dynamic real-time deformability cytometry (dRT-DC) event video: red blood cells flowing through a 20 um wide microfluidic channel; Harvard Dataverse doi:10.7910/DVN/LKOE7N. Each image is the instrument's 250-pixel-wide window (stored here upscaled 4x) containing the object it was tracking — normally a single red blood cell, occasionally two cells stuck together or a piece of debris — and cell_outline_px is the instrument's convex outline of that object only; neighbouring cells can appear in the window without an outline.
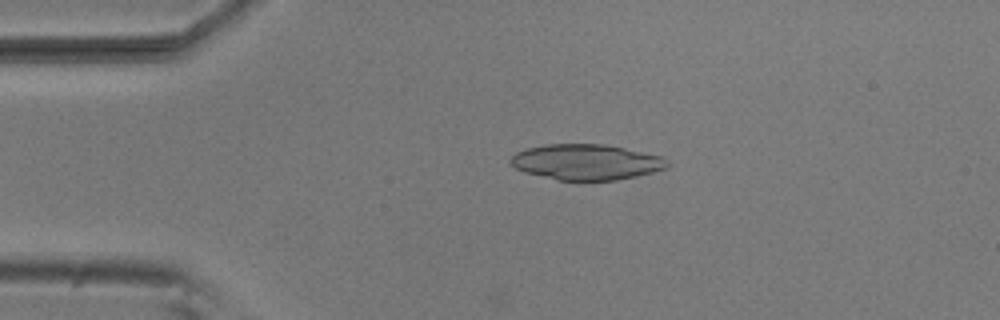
{"species": "common noctule bat (a hibernating species)", "species_latin": "Nyctalus noctula", "temperature_condition": "room temperature", "stored_images_in_passage": 51, "camera_frame_rate_fps": 3000, "um_per_image_px": 0.085, "animal": {"sex": "male", "body_mass_g": 20.5, "forearm_length_mm": 52.5}, "frame": {"image": 1, "passage_image": 10, "time_ms": 3.0, "image_size_px": [1000, 320], "cell_outline_px": [[668, 168], [636, 176], [616, 180], [576, 184], [556, 180], [524, 172], [508, 164], [508, 160], [516, 152], [528, 148], [544, 144], [604, 144], [664, 156], [668, 160]], "centroid_in_image_um": [49.81, 13.81], "position_along_channel_um": 35.2, "area_um2": 33.58}}
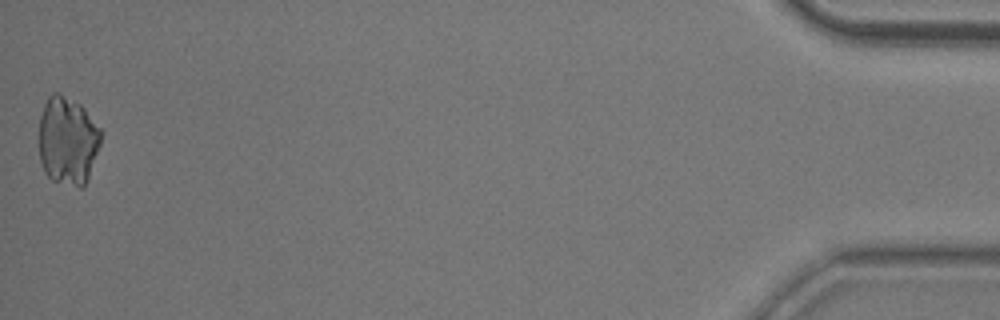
{"frame": {"image": 2, "passage_image": 51, "time_ms": 16.667, "image_size_px": [1000, 320], "cell_outline_px": [[100, 144], [88, 180], [84, 188], [80, 188], [52, 180], [44, 172], [40, 160], [40, 116], [44, 104], [48, 96], [52, 92], [60, 92], [80, 104], [84, 108], [100, 128]], "centroid_in_image_um": [5.75, 11.96], "position_along_channel_um": 429.4, "area_um2": 32.02}}